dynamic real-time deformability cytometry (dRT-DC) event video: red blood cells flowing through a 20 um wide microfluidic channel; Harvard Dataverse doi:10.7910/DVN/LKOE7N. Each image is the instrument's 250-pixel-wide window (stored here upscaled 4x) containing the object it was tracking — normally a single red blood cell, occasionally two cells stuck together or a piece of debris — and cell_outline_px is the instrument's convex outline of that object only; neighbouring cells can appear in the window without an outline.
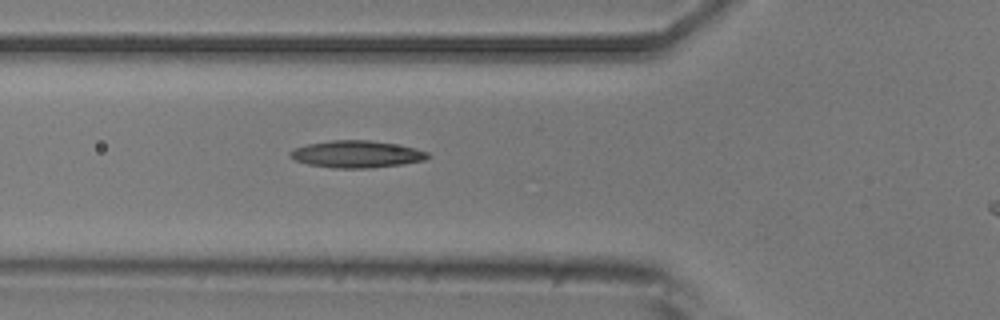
{"species": "common noctule bat (a hibernating species)", "species_latin": "Nyctalus noctula", "temperature_condition": "room temperature", "stored_images_in_passage": 7, "camera_frame_rate_fps": 3000, "um_per_image_px": 0.085, "animal": {"sex": "male", "body_mass_g": 20.5, "forearm_length_mm": 52.5}, "frame": {"image": 1, "passage_image": 6, "time_ms": 5.667, "image_size_px": [1000, 320], "cell_outline_px": [[432, 156], [424, 160], [400, 164], [372, 168], [332, 168], [308, 164], [296, 160], [288, 156], [288, 152], [296, 148], [308, 144], [332, 140], [368, 140], [396, 144], [416, 148], [428, 152]], "centroid_in_image_um": [30.32, 13.1], "position_along_channel_um": 95.5, "area_um2": 21.68}}